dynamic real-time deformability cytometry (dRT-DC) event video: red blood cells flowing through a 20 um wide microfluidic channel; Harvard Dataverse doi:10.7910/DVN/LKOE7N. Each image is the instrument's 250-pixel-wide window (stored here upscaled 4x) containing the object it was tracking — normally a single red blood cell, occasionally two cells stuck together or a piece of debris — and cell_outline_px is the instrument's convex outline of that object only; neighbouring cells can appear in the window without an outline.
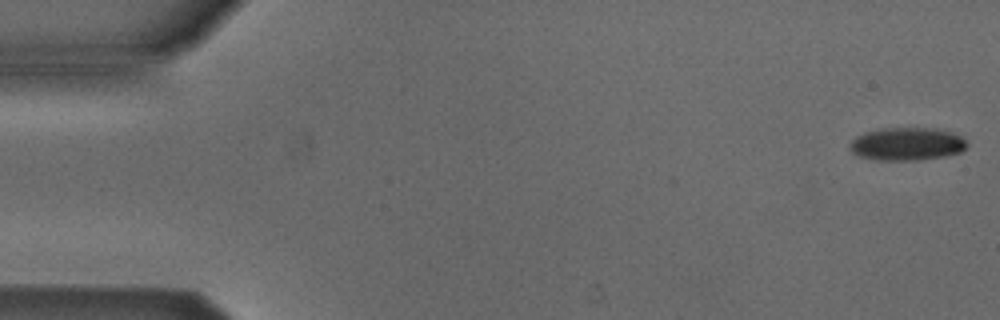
{"species": "Egyptian fruit bat (a non-hibernating species)", "species_latin": "Rousettus aegyptiacus", "temperature_condition": "cold", "stored_images_in_passage": 8, "camera_frame_rate_fps": 3000, "um_per_image_px": 0.085, "animal": {"sex": "male"}, "frame": {"image": 1, "passage_image": 1, "time_ms": 0.0, "image_size_px": [1000, 320], "cell_outline_px": [[968, 144], [960, 152], [944, 156], [916, 160], [876, 160], [860, 156], [852, 152], [848, 148], [848, 144], [856, 136], [868, 132], [884, 128], [936, 128], [960, 136]], "centroid_in_image_um": [77.05, 12.24], "position_along_channel_um": 8.0, "area_um2": 22.25}}